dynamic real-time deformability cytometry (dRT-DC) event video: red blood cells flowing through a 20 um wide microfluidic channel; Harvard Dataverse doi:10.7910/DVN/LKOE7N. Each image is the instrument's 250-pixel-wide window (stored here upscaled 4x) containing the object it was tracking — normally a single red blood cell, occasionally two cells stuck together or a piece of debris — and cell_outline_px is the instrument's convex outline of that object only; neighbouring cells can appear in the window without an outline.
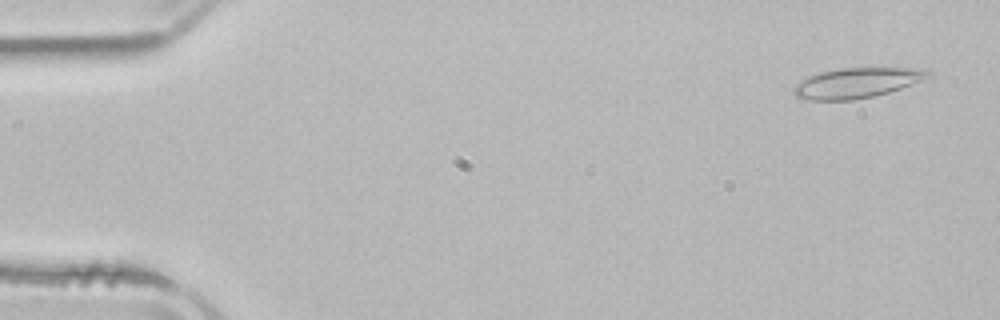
{"species": "common noctule bat (a hibernating species)", "species_latin": "Nyctalus noctula", "temperature_condition": "room temperature", "stored_images_in_passage": 53, "camera_frame_rate_fps": 3000, "um_per_image_px": 0.085, "animal": {"sex": "male", "body_mass_g": 21.5, "forearm_length_mm": 52.0}, "frame": {"image": 1, "passage_image": 3, "time_ms": 0.667, "image_size_px": [1000, 320], "cell_outline_px": [[932, 76], [900, 88], [888, 92], [872, 96], [852, 100], [812, 100], [796, 96], [792, 92], [792, 88], [796, 84], [808, 76], [820, 72], [840, 68], [928, 68], [932, 72]], "centroid_in_image_um": [72.84, 7.03], "position_along_channel_um": 12.2, "area_um2": 23.52}}
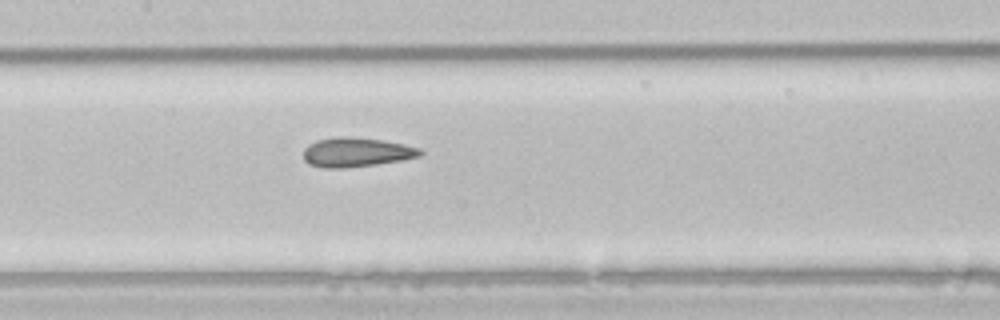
{"frame": {"image": 2, "passage_image": 25, "time_ms": 8.0, "image_size_px": [1000, 320], "cell_outline_px": [[424, 152], [420, 156], [404, 160], [376, 164], [344, 168], [324, 168], [308, 164], [304, 160], [304, 148], [308, 144], [316, 140], [340, 136], [384, 140], [404, 144], [420, 148]], "centroid_in_image_um": [30.29, 12.94], "position_along_channel_um": 177.1, "area_um2": 20.06}}
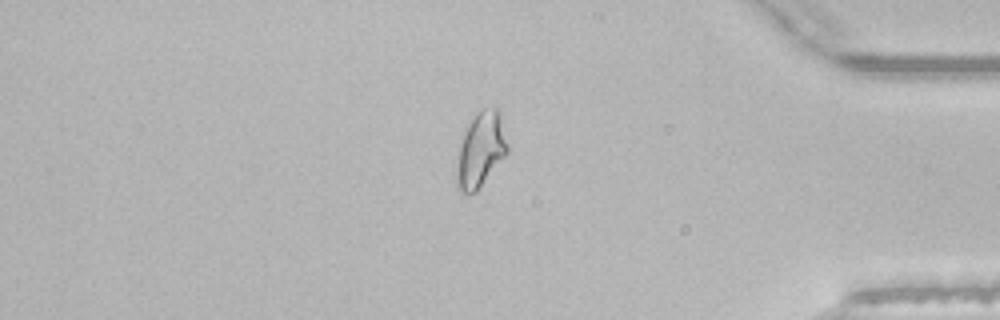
{"frame": {"image": 3, "passage_image": 44, "time_ms": 14.333, "image_size_px": [1000, 320], "cell_outline_px": [[508, 152], [476, 192], [468, 196], [460, 192], [456, 188], [456, 164], [460, 140], [468, 124], [476, 112], [484, 108], [496, 108], [500, 112], [508, 144]], "centroid_in_image_um": [40.83, 12.76], "position_along_channel_um": 394.4, "area_um2": 22.54}, "authors_computed_cell_mechanics": {"area_um2": 21.386, "velocity_mm_per_s": 3.9066, "shape_relaxation_time_tau1_ms": 8.4285, "shape_relaxation_time_tau2_ms": 1.4413, "deformation_change_tau1": 0.1837, "deformation_change_tau2": 0.0579}}